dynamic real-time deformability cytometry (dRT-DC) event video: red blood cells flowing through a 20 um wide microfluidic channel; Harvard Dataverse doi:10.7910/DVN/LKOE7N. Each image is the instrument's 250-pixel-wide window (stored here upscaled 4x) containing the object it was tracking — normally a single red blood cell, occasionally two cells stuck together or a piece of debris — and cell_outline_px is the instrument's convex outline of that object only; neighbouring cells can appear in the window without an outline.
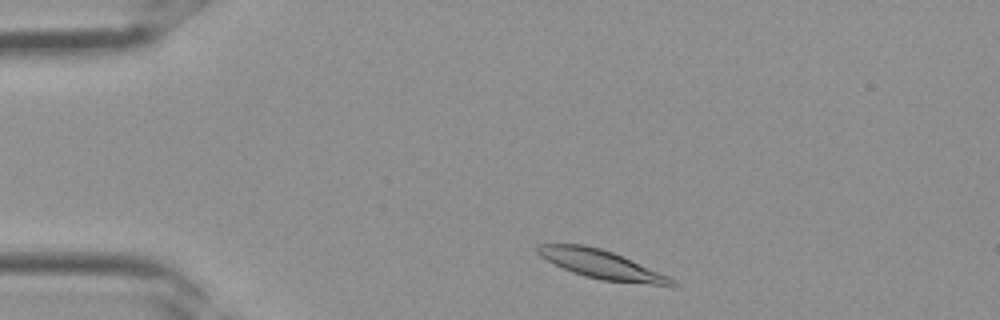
{"species": "Egyptian fruit bat (a non-hibernating species)", "species_latin": "Rousettus aegyptiacus", "temperature_condition": "room temperature", "stored_images_in_passage": 2, "camera_frame_rate_fps": 3000, "um_per_image_px": 0.085, "frame": {"image": 1, "passage_image": 1, "time_ms": 0.0, "image_size_px": [1000, 320], "cell_outline_px": [[680, 284], [672, 288], [600, 280], [584, 276], [572, 272], [540, 256], [536, 252], [536, 248], [540, 244], [584, 244], [600, 248], [612, 252], [632, 260], [668, 276], [676, 280]], "centroid_in_image_um": [51.26, 22.53], "position_along_channel_um": 33.7, "area_um2": 22.83}}